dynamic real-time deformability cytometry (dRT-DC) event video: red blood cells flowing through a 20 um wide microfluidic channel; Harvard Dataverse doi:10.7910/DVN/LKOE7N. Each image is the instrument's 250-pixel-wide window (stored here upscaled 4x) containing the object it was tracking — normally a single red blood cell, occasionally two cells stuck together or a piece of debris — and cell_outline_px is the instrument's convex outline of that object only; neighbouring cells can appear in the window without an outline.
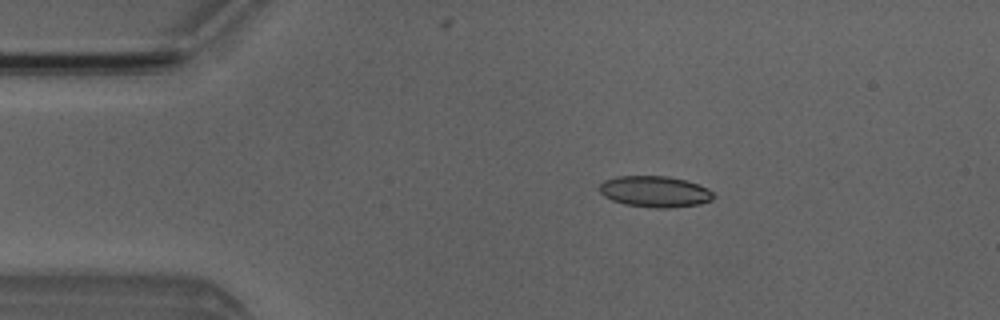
{"species": "Egyptian fruit bat (a non-hibernating species)", "species_latin": "Rousettus aegyptiacus", "temperature_condition": "room temperature", "stored_images_in_passage": 4, "camera_frame_rate_fps": 3000, "um_per_image_px": 0.085, "animal": {"sex": "male"}, "frame": {"image": 1, "passage_image": 2, "time_ms": 1.333, "image_size_px": [1000, 320], "cell_outline_px": [[716, 196], [712, 200], [700, 204], [668, 208], [656, 208], [624, 204], [612, 200], [604, 196], [600, 192], [600, 184], [604, 180], [616, 176], [668, 176], [684, 180], [708, 188]], "centroid_in_image_um": [55.67, 16.29], "position_along_channel_um": 29.3, "area_um2": 20.69}}